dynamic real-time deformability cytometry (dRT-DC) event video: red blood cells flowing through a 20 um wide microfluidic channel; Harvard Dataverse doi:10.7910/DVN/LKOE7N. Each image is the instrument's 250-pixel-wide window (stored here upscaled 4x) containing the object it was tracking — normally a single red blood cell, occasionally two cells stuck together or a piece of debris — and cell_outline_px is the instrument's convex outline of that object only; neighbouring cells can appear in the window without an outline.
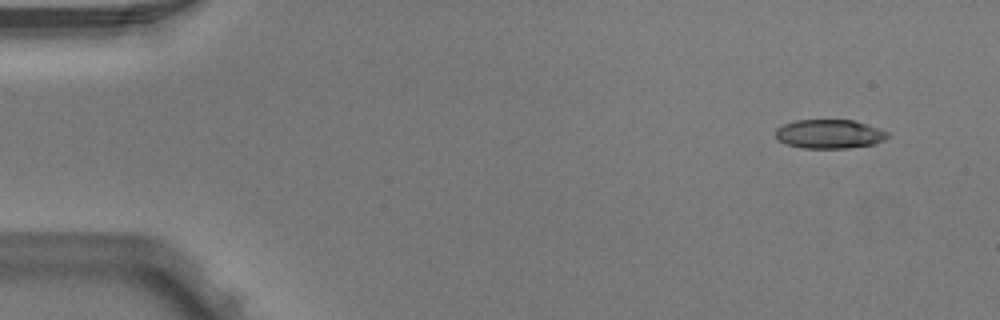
{"species": "Egyptian fruit bat (a non-hibernating species)", "species_latin": "Rousettus aegyptiacus", "temperature_condition": "warm", "stored_images_in_passage": 4, "camera_frame_rate_fps": 3000, "um_per_image_px": 0.085, "animal": {"sex": "male"}, "frame": {"image": 1, "passage_image": 2, "time_ms": 0.333, "image_size_px": [1000, 320], "cell_outline_px": [[888, 136], [884, 140], [872, 144], [848, 148], [804, 148], [788, 144], [776, 140], [776, 128], [784, 124], [796, 120], [856, 120], [880, 128], [888, 132]], "centroid_in_image_um": [70.51, 11.38], "position_along_channel_um": 14.5, "area_um2": 18.96}}